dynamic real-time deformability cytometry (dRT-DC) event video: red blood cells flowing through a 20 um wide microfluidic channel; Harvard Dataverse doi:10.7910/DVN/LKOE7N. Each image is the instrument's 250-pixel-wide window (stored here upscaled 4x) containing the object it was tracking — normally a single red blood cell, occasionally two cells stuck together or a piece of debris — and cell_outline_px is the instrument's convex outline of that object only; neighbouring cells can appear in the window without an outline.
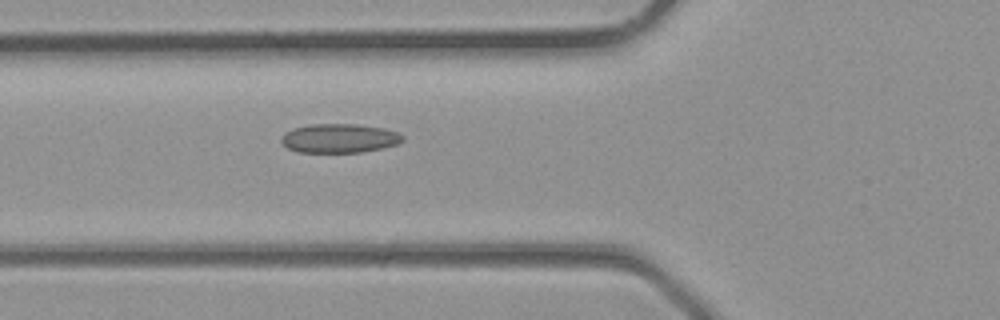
{"species": "common noctule bat (a hibernating species)", "species_latin": "Nyctalus noctula", "temperature_condition": "room temperature", "stored_images_in_passage": 24, "camera_frame_rate_fps": 3000, "um_per_image_px": 0.085, "animal": {"sex": "male", "body_mass_g": 23.1, "forearm_length_mm": 52.7}, "frame": {"image": 1, "passage_image": 2, "time_ms": 0.333, "image_size_px": [1000, 320], "cell_outline_px": [[404, 140], [396, 144], [380, 148], [360, 152], [296, 152], [280, 144], [280, 136], [284, 132], [292, 128], [312, 124], [356, 124], [384, 128], [396, 132], [404, 136]], "centroid_in_image_um": [28.77, 11.75], "position_along_channel_um": 97.0, "area_um2": 20.63}}
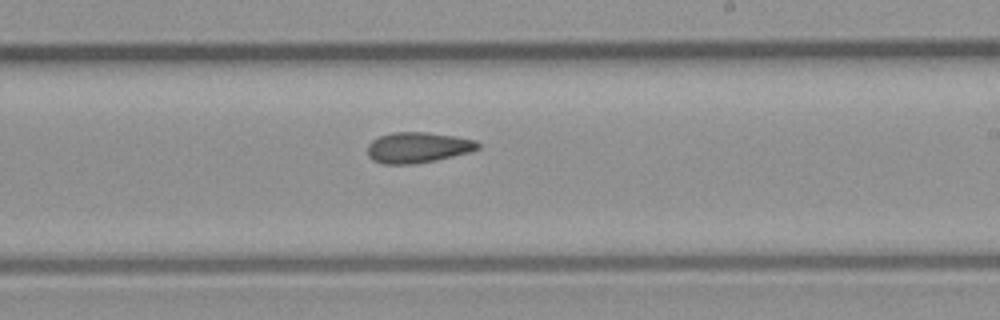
{"frame": {"image": 2, "passage_image": 10, "time_ms": 3.0, "image_size_px": [1000, 320], "cell_outline_px": [[480, 148], [468, 152], [436, 160], [412, 164], [384, 164], [372, 160], [368, 156], [368, 144], [372, 140], [380, 136], [392, 132], [428, 132], [476, 140], [480, 144]], "centroid_in_image_um": [35.49, 12.53], "position_along_channel_um": 253.5, "area_um2": 19.65}}
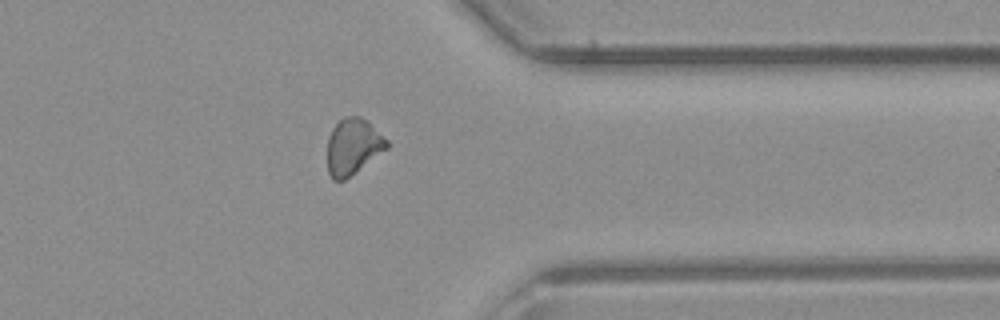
{"frame": {"image": 3, "passage_image": 17, "time_ms": 5.333, "image_size_px": [1000, 320], "cell_outline_px": [[388, 148], [344, 180], [332, 180], [328, 172], [328, 136], [332, 128], [344, 116], [360, 116], [368, 120], [388, 140]], "centroid_in_image_um": [30.01, 12.43], "position_along_channel_um": 381.4, "area_um2": 19.42}}